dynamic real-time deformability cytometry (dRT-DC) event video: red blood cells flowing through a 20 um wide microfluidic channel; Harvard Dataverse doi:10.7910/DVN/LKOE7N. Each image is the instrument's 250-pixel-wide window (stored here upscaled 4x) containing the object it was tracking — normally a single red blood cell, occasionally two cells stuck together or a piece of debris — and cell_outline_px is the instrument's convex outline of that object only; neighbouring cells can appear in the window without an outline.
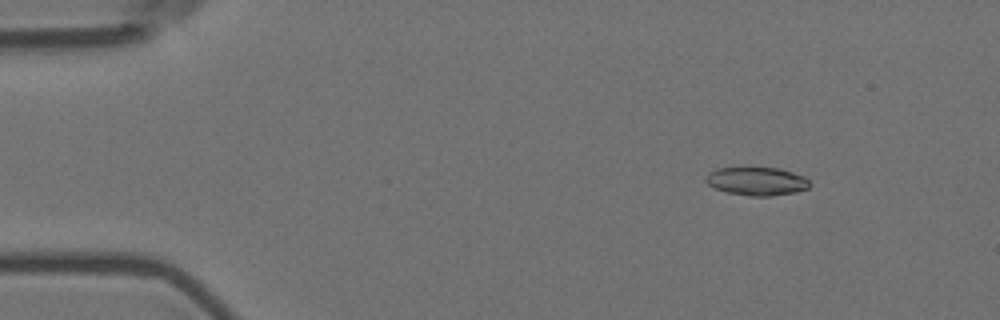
{"species": "Egyptian fruit bat (a non-hibernating species)", "species_latin": "Rousettus aegyptiacus", "temperature_condition": "room temperature", "stored_images_in_passage": 10, "camera_frame_rate_fps": 3000, "um_per_image_px": 0.085, "animal": {"sex": "female"}, "frame": {"image": 1, "passage_image": 2, "time_ms": 1.0, "image_size_px": [1000, 320], "cell_outline_px": [[808, 188], [796, 192], [772, 196], [748, 196], [728, 192], [716, 188], [708, 184], [704, 180], [708, 172], [716, 168], [744, 164], [776, 168], [792, 172], [804, 176], [808, 180]], "centroid_in_image_um": [64.25, 15.35], "position_along_channel_um": 20.7, "area_um2": 17.86}}
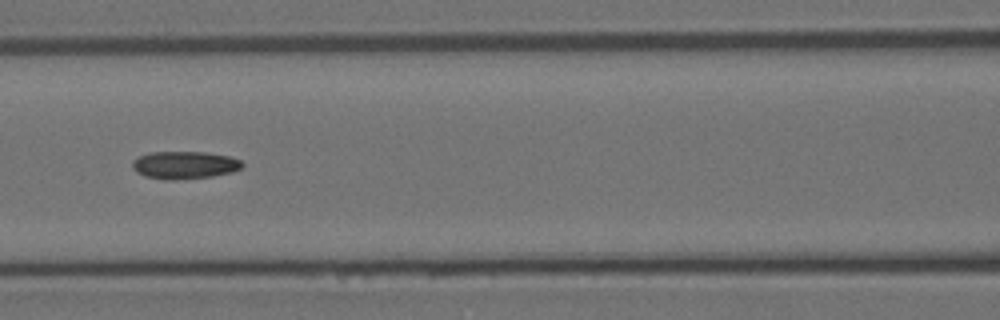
{"frame": {"image": 2, "passage_image": 7, "time_ms": 7.0, "image_size_px": [1000, 320], "cell_outline_px": [[244, 164], [240, 168], [232, 172], [212, 176], [172, 180], [164, 180], [144, 176], [136, 172], [132, 168], [132, 160], [148, 152], [204, 152], [228, 156], [240, 160]], "centroid_in_image_um": [15.64, 14.03], "position_along_channel_um": 151.0, "area_um2": 17.69}}
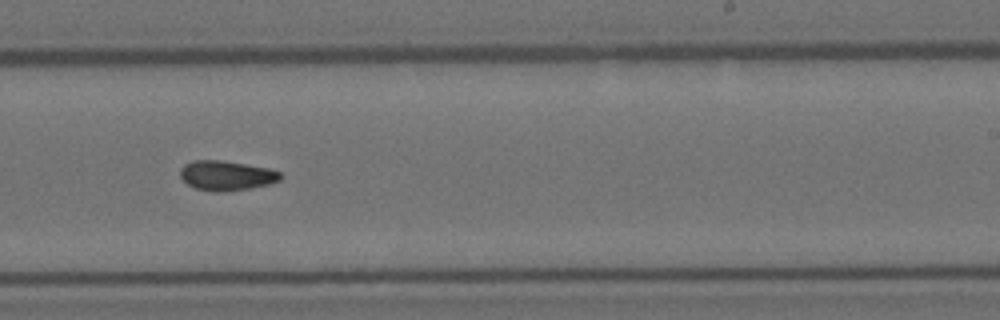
{"frame": {"image": 3, "passage_image": 10, "time_ms": 10.333, "image_size_px": [1000, 320], "cell_outline_px": [[284, 176], [280, 180], [268, 184], [252, 188], [224, 192], [216, 192], [196, 188], [188, 184], [180, 176], [180, 168], [184, 164], [192, 160], [220, 160], [268, 168], [280, 172]], "centroid_in_image_um": [19.25, 14.92], "position_along_channel_um": 269.7, "area_um2": 17.4}}